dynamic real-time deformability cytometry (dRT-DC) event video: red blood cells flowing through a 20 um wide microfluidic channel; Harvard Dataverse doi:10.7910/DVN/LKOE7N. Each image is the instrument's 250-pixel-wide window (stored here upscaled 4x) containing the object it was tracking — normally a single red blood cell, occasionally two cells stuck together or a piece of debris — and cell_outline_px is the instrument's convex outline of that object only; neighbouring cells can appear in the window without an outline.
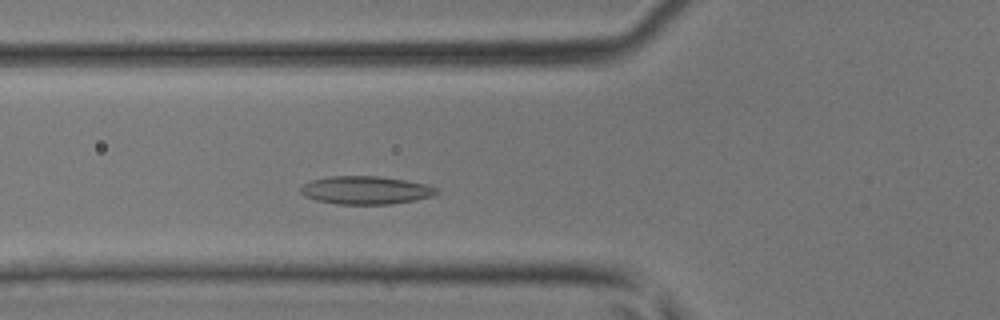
{"species": "common noctule bat (a hibernating species)", "species_latin": "Nyctalus noctula", "temperature_condition": "room temperature", "stored_images_in_passage": 34, "camera_frame_rate_fps": 3000, "um_per_image_px": 0.085, "animal": {"sex": "male", "body_mass_g": 17.9, "forearm_length_mm": 54.2}, "frame": {"image": 1, "passage_image": 7, "time_ms": 2.0, "image_size_px": [1000, 320], "cell_outline_px": [[440, 192], [432, 196], [392, 204], [336, 204], [316, 200], [304, 196], [300, 192], [300, 188], [304, 184], [312, 180], [328, 176], [376, 176], [404, 180], [428, 184], [436, 188]], "centroid_in_image_um": [31.07, 16.16], "position_along_channel_um": 94.7, "area_um2": 22.2}}
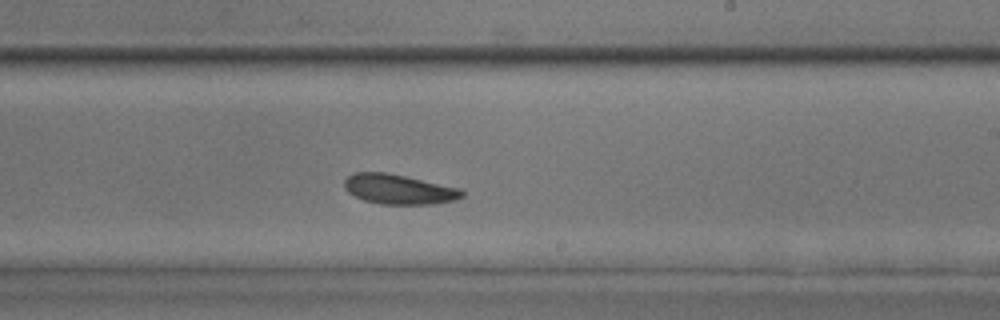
{"frame": {"image": 2, "passage_image": 18, "time_ms": 5.667, "image_size_px": [1000, 320], "cell_outline_px": [[464, 196], [456, 200], [432, 204], [380, 204], [364, 200], [348, 192], [344, 188], [344, 180], [348, 176], [356, 172], [384, 172], [404, 176], [460, 188], [464, 192]], "centroid_in_image_um": [33.9, 16.09], "position_along_channel_um": 255.1, "area_um2": 20.35}}
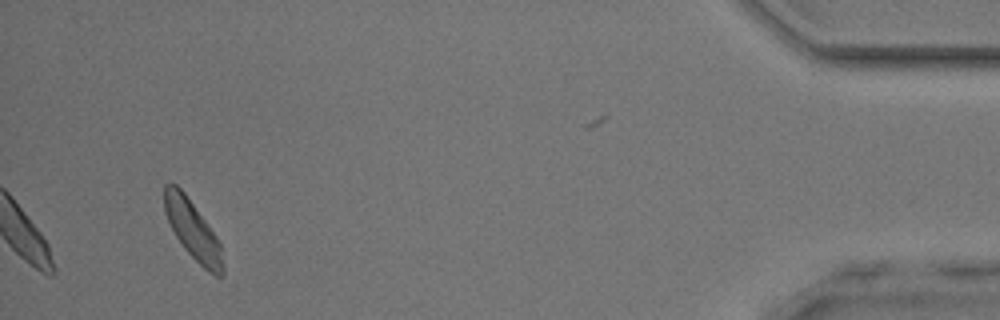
{"frame": {"image": 3, "passage_image": 34, "time_ms": 11.0, "image_size_px": [1000, 320], "cell_outline_px": [[224, 272], [220, 276], [216, 276], [208, 272], [184, 248], [176, 236], [168, 220], [164, 208], [164, 184], [176, 184], [184, 192], [216, 236], [220, 244], [224, 268]], "centroid_in_image_um": [16.39, 19.56], "position_along_channel_um": 418.8, "area_um2": 19.54}}